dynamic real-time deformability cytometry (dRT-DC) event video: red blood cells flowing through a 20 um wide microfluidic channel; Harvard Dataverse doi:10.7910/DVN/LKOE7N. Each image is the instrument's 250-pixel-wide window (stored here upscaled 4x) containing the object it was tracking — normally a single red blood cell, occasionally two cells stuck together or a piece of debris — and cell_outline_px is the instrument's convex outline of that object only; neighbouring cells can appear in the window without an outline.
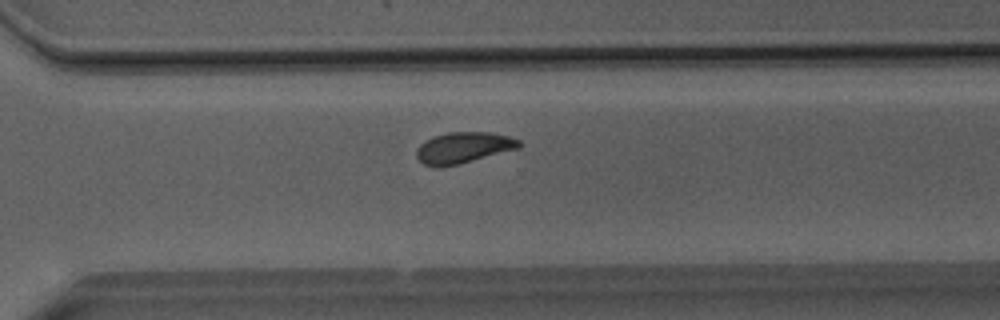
{"species": "Egyptian fruit bat (a non-hibernating species)", "species_latin": "Rousettus aegyptiacus", "temperature_condition": "room temperature", "stored_images_in_passage": 44, "camera_frame_rate_fps": 3000, "um_per_image_px": 0.085, "animal": {"sex": "male"}, "frame": {"image": 1, "passage_image": 29, "time_ms": 9.333, "image_size_px": [1000, 320], "cell_outline_px": [[520, 148], [460, 164], [440, 168], [432, 168], [424, 164], [416, 156], [416, 148], [424, 140], [432, 136], [448, 132], [492, 132], [512, 136], [520, 140]], "centroid_in_image_um": [39.38, 12.56], "position_along_channel_um": 331.2, "area_um2": 19.07}}
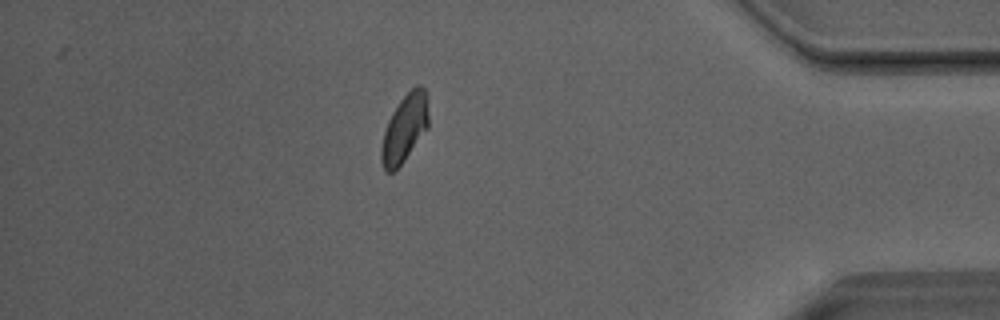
{"frame": {"image": 2, "passage_image": 37, "time_ms": 12.0, "image_size_px": [1000, 320], "cell_outline_px": [[428, 128], [404, 160], [392, 172], [384, 172], [380, 160], [380, 148], [384, 132], [388, 120], [392, 112], [400, 100], [416, 84], [420, 84], [424, 88], [428, 96]], "centroid_in_image_um": [34.39, 10.89], "position_along_channel_um": 400.8, "area_um2": 18.73}}
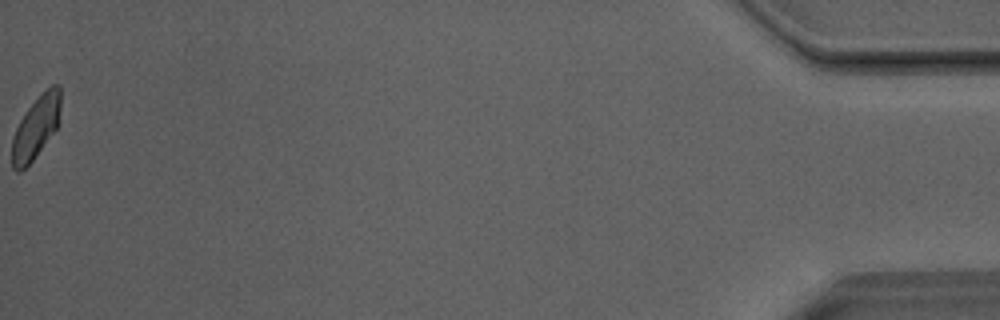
{"frame": {"image": 3, "passage_image": 44, "time_ms": 14.333, "image_size_px": [1000, 320], "cell_outline_px": [[60, 108], [56, 128], [32, 160], [20, 172], [16, 172], [12, 168], [12, 140], [16, 128], [20, 120], [28, 108], [52, 84], [60, 84]], "centroid_in_image_um": [3.04, 10.84], "position_along_channel_um": 432.2, "area_um2": 17.11}, "authors_computed_cell_mechanics": {"area_um2": 18.7272, "velocity_mm_per_s": 4.0172, "shape_relaxation_time_tau1_ms": 4.9413, "shape_relaxation_time_tau2_ms": 1.3421, "deformation_change_tau1": 0.136, "deformation_change_tau2": 0.0641}}